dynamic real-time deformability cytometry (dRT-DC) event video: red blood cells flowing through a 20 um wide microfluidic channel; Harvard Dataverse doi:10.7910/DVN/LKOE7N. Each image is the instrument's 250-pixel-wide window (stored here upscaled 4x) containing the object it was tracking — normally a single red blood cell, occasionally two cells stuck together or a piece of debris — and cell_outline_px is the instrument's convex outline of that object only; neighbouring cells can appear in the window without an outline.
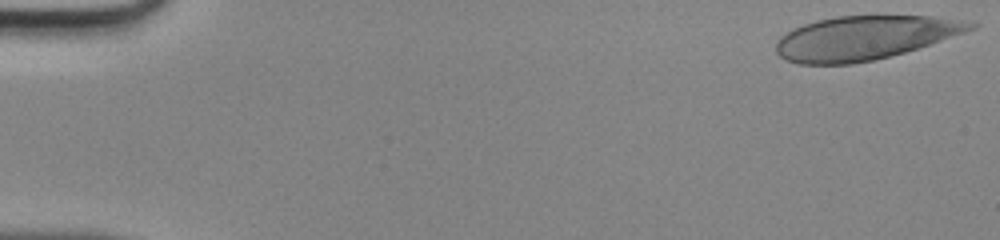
{"species": "human", "species_latin": "Homo sapiens", "temperature_condition": "room temperature", "stored_images_in_passage": 47, "camera_frame_rate_fps": 3000, "um_per_image_px": 0.085, "donor": {"sex": "male"}, "frame": {"image": 1, "passage_image": 1, "time_ms": 0.0, "image_size_px": [1000, 240], "cell_outline_px": [[980, 24], [976, 28], [904, 52], [876, 60], [852, 64], [800, 64], [788, 60], [780, 56], [776, 52], [776, 40], [780, 36], [792, 28], [816, 20], [836, 16], [932, 16]], "centroid_in_image_um": [73.41, 3.22], "position_along_channel_um": 11.6, "area_um2": 49.3}}
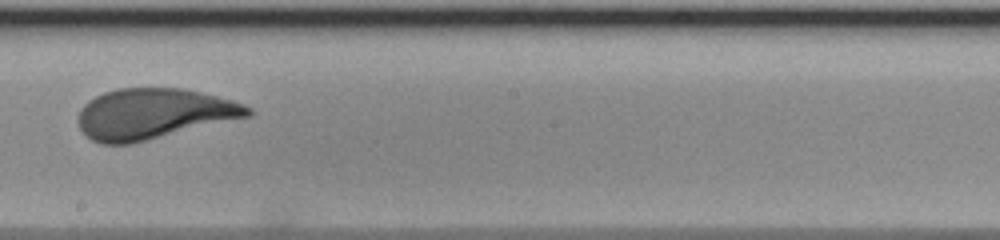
{"frame": {"image": 2, "passage_image": 27, "time_ms": 8.667, "image_size_px": [1000, 240], "cell_outline_px": [[252, 116], [132, 144], [100, 144], [92, 140], [80, 128], [80, 108], [88, 100], [104, 92], [120, 88], [184, 88], [232, 100], [244, 104], [252, 108]], "centroid_in_image_um": [13.09, 9.68], "position_along_channel_um": 235.1, "area_um2": 50.05}}
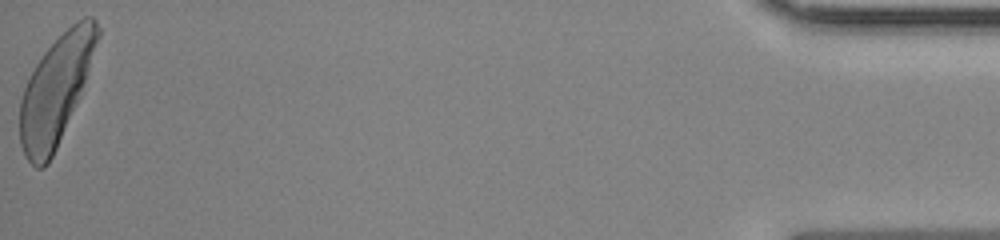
{"frame": {"image": 3, "passage_image": 47, "time_ms": 15.333, "image_size_px": [1000, 240], "cell_outline_px": [[100, 36], [80, 96], [56, 148], [48, 164], [44, 168], [36, 168], [24, 156], [20, 144], [20, 100], [24, 88], [36, 64], [44, 52], [72, 24], [84, 16], [92, 16], [96, 20], [100, 28]], "centroid_in_image_um": [4.75, 7.66], "position_along_channel_um": 430.4, "area_um2": 48.38}}